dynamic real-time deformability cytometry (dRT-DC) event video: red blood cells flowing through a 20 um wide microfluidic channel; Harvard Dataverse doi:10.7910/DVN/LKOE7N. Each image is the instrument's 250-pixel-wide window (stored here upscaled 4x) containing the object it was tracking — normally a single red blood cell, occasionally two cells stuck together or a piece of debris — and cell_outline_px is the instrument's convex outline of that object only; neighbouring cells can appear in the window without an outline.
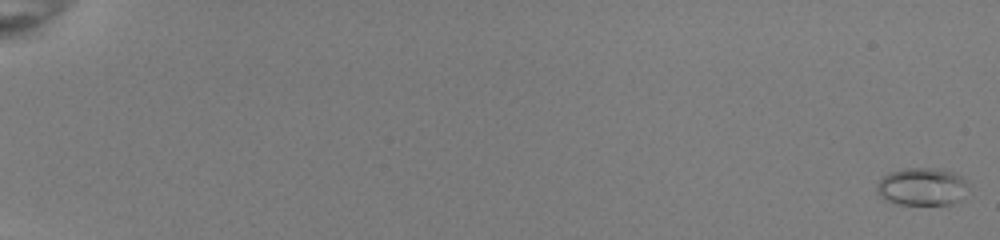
{"species": "common noctule bat (a hibernating species)", "species_latin": "Nyctalus noctula", "temperature_condition": "room temperature", "stored_images_in_passage": 54, "camera_frame_rate_fps": 3000, "um_per_image_px": 0.085, "animal": {"sex": "female", "body_mass_g": 22.0, "forearm_length_mm": 56.7}, "frame": {"image": 1, "passage_image": 1, "time_ms": 0.0, "image_size_px": [1000, 240], "cell_outline_px": [[968, 184], [960, 200], [952, 204], [896, 204], [884, 200], [876, 192], [876, 184], [888, 172], [904, 168], [940, 168], [952, 172], [968, 180]], "centroid_in_image_um": [78.34, 15.86], "position_along_channel_um": 6.7, "area_um2": 20.29}}
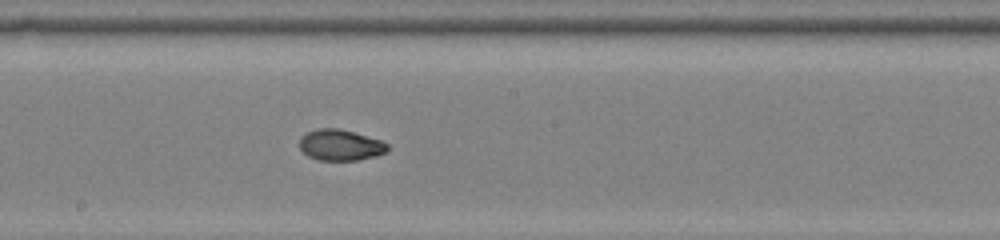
{"frame": {"image": 2, "passage_image": 33, "time_ms": 10.667, "image_size_px": [1000, 240], "cell_outline_px": [[388, 148], [384, 152], [376, 156], [356, 160], [320, 160], [308, 156], [300, 148], [300, 136], [316, 128], [336, 128], [352, 132], [380, 140], [388, 144]], "centroid_in_image_um": [28.9, 12.33], "position_along_channel_um": 219.3, "area_um2": 15.66}}
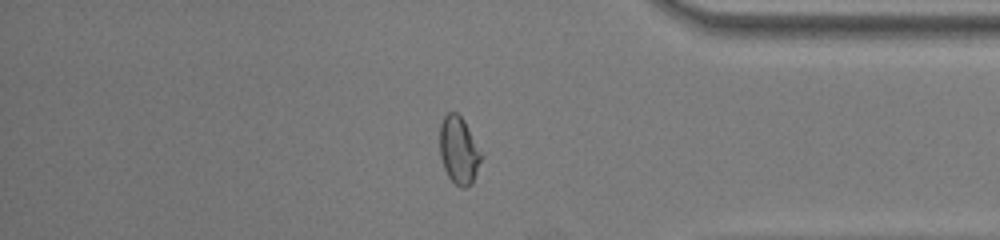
{"frame": {"image": 3, "passage_image": 47, "time_ms": 15.333, "image_size_px": [1000, 240], "cell_outline_px": [[480, 160], [472, 184], [464, 188], [460, 188], [448, 176], [444, 168], [440, 156], [440, 124], [444, 116], [448, 112], [456, 112], [464, 120], [480, 156]], "centroid_in_image_um": [38.94, 12.78], "position_along_channel_um": 396.3, "area_um2": 15.66}, "authors_computed_cell_mechanics": {"area_um2": 16.2418, "velocity_mm_per_s": 4.0362, "shape_relaxation_time_tau1_ms": null, "shape_relaxation_time_tau2_ms": 1.2451, "deformation_change_tau1": null, "deformation_change_tau2": 0.0432}}